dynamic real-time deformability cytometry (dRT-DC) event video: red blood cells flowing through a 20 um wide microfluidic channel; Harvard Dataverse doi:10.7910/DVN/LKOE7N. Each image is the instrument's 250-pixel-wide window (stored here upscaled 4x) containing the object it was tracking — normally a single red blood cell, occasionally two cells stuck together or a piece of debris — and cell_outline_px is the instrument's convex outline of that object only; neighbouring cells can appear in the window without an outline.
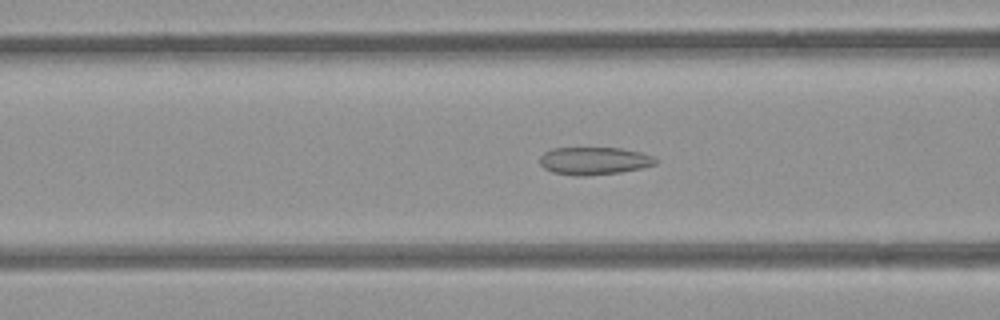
{"species": "common noctule bat (a hibernating species)", "species_latin": "Nyctalus noctula", "temperature_condition": "room temperature", "stored_images_in_passage": 48, "camera_frame_rate_fps": 3000, "um_per_image_px": 0.085, "animal": {"sex": "female", "body_mass_g": 21.9}, "frame": {"image": 1, "passage_image": 21, "time_ms": 6.667, "image_size_px": [1000, 320], "cell_outline_px": [[660, 160], [656, 164], [640, 168], [620, 172], [588, 176], [576, 176], [552, 172], [544, 168], [540, 164], [540, 156], [544, 152], [552, 148], [620, 148], [640, 152], [652, 156]], "centroid_in_image_um": [50.49, 13.67], "position_along_channel_um": 116.1, "area_um2": 18.73}}
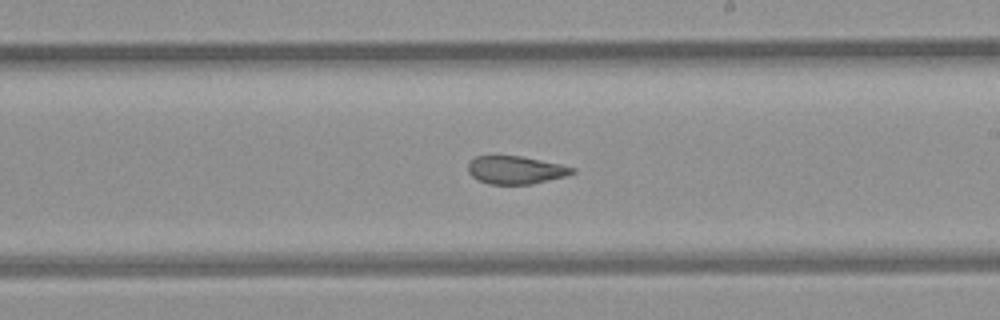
{"frame": {"image": 2, "passage_image": 31, "time_ms": 10.0, "image_size_px": [1000, 320], "cell_outline_px": [[576, 172], [568, 176], [532, 184], [488, 184], [476, 180], [468, 172], [468, 164], [476, 156], [520, 156], [560, 164], [576, 168]], "centroid_in_image_um": [43.85, 14.46], "position_along_channel_um": 245.1, "area_um2": 17.05}}
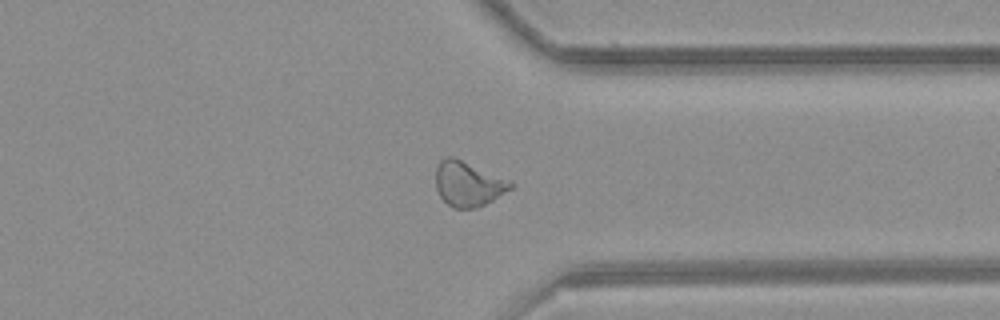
{"frame": {"image": 3, "passage_image": 41, "time_ms": 13.333, "image_size_px": [1000, 320], "cell_outline_px": [[516, 184], [512, 188], [492, 200], [476, 208], [452, 208], [440, 196], [436, 188], [436, 168], [440, 160], [444, 156], [452, 156], [512, 180]], "centroid_in_image_um": [39.81, 15.61], "position_along_channel_um": 371.6, "area_um2": 19.71}}